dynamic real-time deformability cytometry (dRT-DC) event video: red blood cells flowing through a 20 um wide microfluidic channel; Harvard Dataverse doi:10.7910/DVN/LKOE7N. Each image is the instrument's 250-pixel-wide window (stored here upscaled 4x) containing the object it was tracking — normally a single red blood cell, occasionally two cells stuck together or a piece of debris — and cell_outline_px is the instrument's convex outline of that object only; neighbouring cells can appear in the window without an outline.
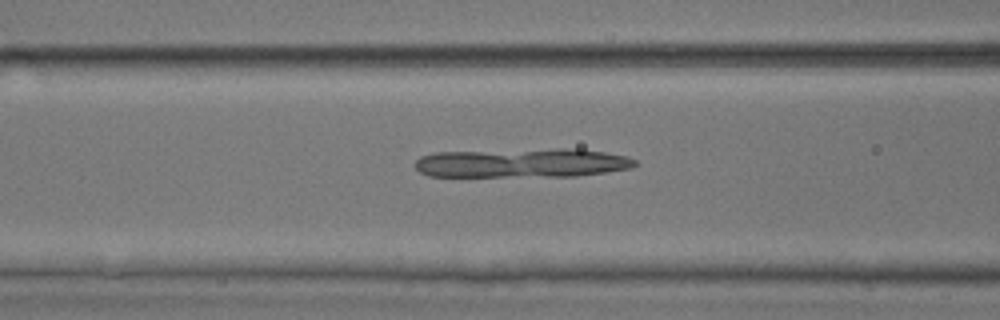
{"species": "common noctule bat (a hibernating species)", "species_latin": "Nyctalus noctula", "temperature_condition": "room temperature", "stored_images_in_passage": 51, "camera_frame_rate_fps": 3000, "um_per_image_px": 0.085, "animal": {"sex": "male", "body_mass_g": 17.9, "forearm_length_mm": 54.2}, "frame": {"image": 1, "passage_image": 21, "time_ms": 6.667, "image_size_px": [1000, 320], "cell_outline_px": [[636, 164], [632, 168], [576, 176], [428, 176], [420, 172], [412, 164], [420, 156], [436, 152], [556, 148], [576, 148], [604, 152], [628, 156], [636, 160]], "centroid_in_image_um": [44.37, 13.84], "position_along_channel_um": 122.2, "area_um2": 37.69}}
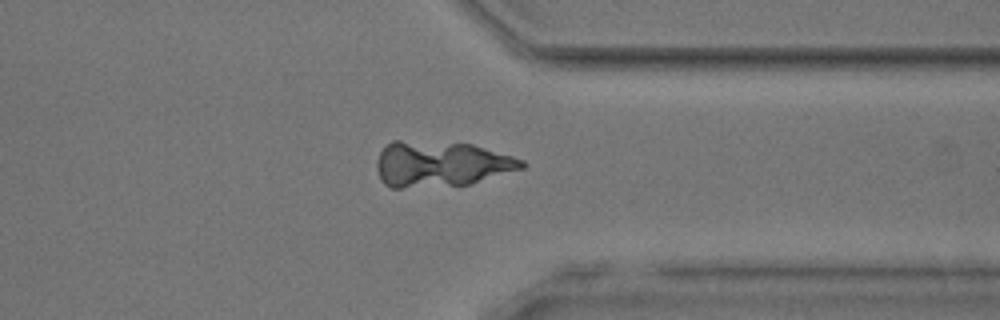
{"frame": {"image": 2, "passage_image": 40, "time_ms": 13.0, "image_size_px": [1000, 320], "cell_outline_px": [[524, 168], [468, 184], [400, 188], [392, 188], [384, 184], [380, 180], [376, 168], [376, 160], [380, 152], [392, 140], [400, 140], [472, 144], [512, 156], [524, 160]], "centroid_in_image_um": [37.43, 13.94], "position_along_channel_um": 374.0, "area_um2": 38.32}}
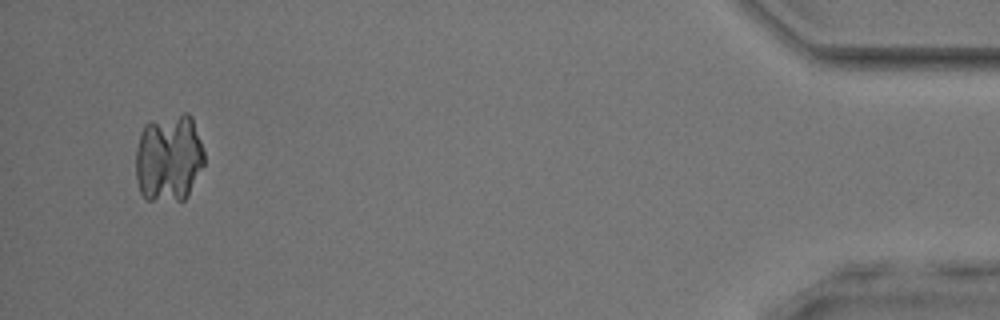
{"frame": {"image": 3, "passage_image": 49, "time_ms": 16.0, "image_size_px": [1000, 320], "cell_outline_px": [[204, 164], [188, 196], [184, 200], [148, 200], [140, 192], [136, 180], [136, 148], [140, 132], [144, 124], [152, 120], [184, 112], [188, 112], [192, 116], [204, 152]], "centroid_in_image_um": [14.34, 13.41], "position_along_channel_um": 420.9, "area_um2": 35.49}}